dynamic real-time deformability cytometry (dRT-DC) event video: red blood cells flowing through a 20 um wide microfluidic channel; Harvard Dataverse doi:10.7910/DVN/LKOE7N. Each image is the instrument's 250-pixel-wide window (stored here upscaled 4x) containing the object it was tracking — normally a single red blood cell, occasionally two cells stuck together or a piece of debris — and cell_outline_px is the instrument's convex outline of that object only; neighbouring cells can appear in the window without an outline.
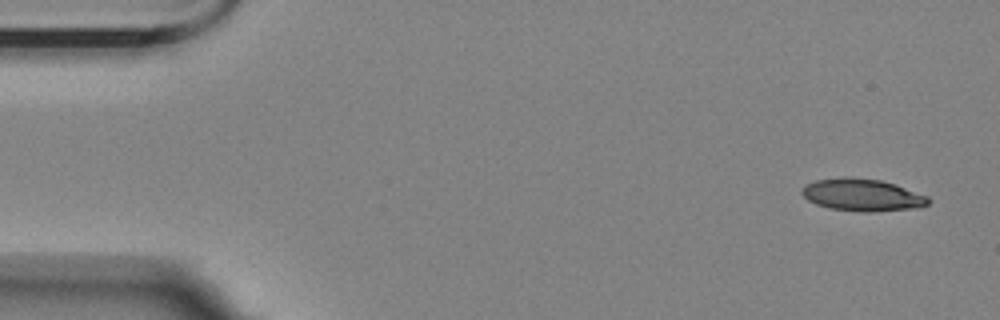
{"species": "Egyptian fruit bat (a non-hibernating species)", "species_latin": "Rousettus aegyptiacus", "temperature_condition": "room temperature", "stored_images_in_passage": 4, "camera_frame_rate_fps": 3000, "um_per_image_px": 0.085, "animal": {"sex": "female"}, "frame": {"image": 1, "passage_image": 1, "time_ms": 0.0, "image_size_px": [1000, 320], "cell_outline_px": [[932, 200], [928, 204], [920, 208], [868, 212], [860, 212], [828, 208], [816, 204], [808, 200], [800, 192], [800, 188], [804, 184], [816, 180], [844, 176], [848, 176], [880, 180], [896, 184], [928, 196]], "centroid_in_image_um": [73.29, 16.57], "position_along_channel_um": 11.7, "area_um2": 24.22}}
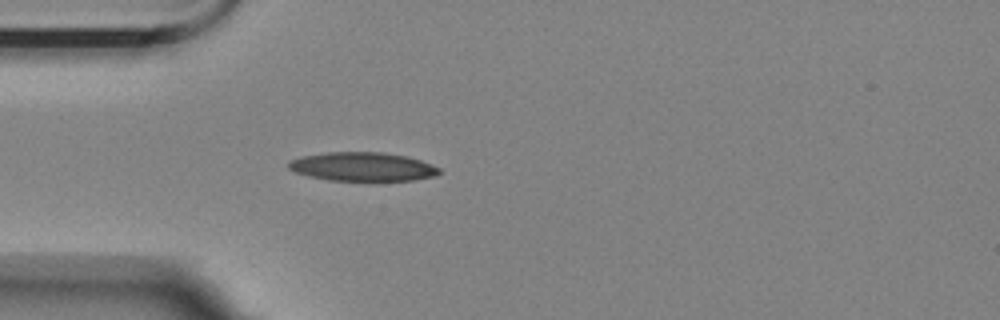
{"frame": {"image": 2, "passage_image": 4, "time_ms": 4.333, "image_size_px": [1000, 320], "cell_outline_px": [[440, 172], [436, 176], [412, 180], [328, 180], [308, 176], [296, 172], [288, 168], [288, 160], [300, 156], [328, 152], [384, 152], [408, 156], [432, 164], [440, 168]], "centroid_in_image_um": [30.81, 14.16], "position_along_channel_um": 54.2, "area_um2": 25.37}}